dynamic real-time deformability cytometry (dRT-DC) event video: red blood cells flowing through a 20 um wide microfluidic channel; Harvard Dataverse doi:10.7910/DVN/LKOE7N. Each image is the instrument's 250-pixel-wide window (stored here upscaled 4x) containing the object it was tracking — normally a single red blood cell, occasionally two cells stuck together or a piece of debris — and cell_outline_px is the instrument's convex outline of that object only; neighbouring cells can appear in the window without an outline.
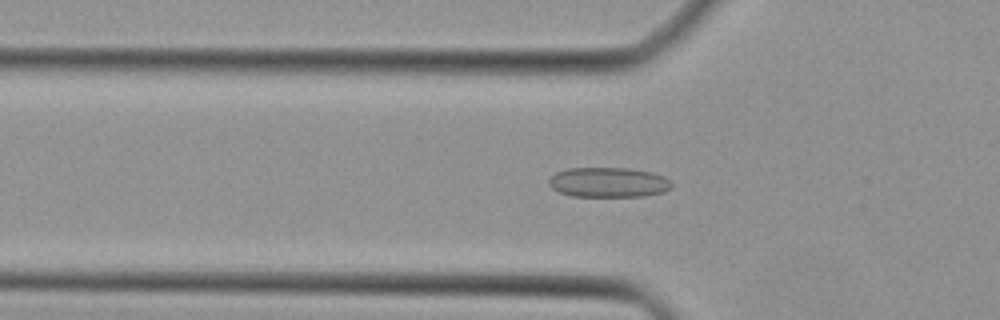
{"species": "Egyptian fruit bat (a non-hibernating species)", "species_latin": "Rousettus aegyptiacus", "temperature_condition": "cold", "stored_images_in_passage": 42, "camera_frame_rate_fps": 3000, "um_per_image_px": 0.085, "animal": {"sex": "female"}, "frame": {"image": 1, "passage_image": 11, "time_ms": 3.333, "image_size_px": [1000, 320], "cell_outline_px": [[672, 188], [664, 192], [644, 196], [572, 196], [560, 192], [552, 188], [548, 184], [548, 180], [556, 172], [568, 168], [628, 168], [652, 172], [664, 176], [672, 184]], "centroid_in_image_um": [51.72, 15.49], "position_along_channel_um": 74.1, "area_um2": 21.44}}
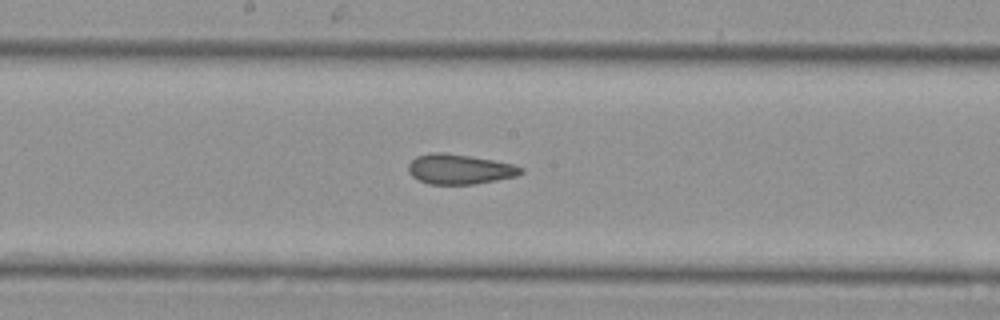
{"frame": {"image": 2, "passage_image": 20, "time_ms": 6.333, "image_size_px": [1000, 320], "cell_outline_px": [[524, 172], [516, 176], [496, 180], [472, 184], [428, 184], [412, 176], [408, 172], [408, 164], [416, 156], [432, 152], [444, 152], [492, 160], [512, 164], [524, 168]], "centroid_in_image_um": [39.04, 14.38], "position_along_channel_um": 209.2, "area_um2": 19.54}}
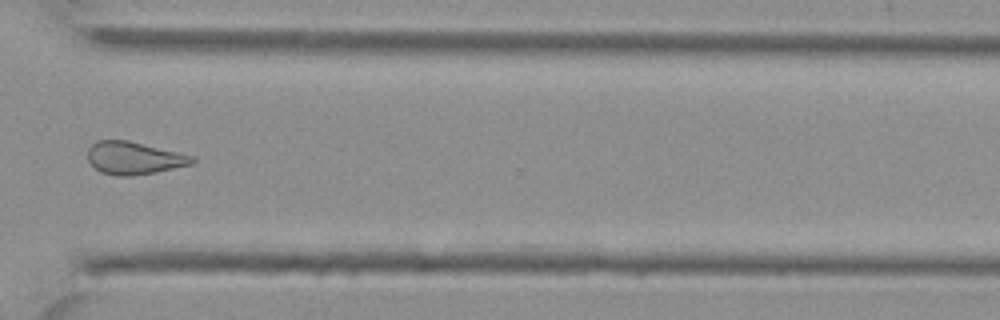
{"frame": {"image": 3, "passage_image": 30, "time_ms": 9.667, "image_size_px": [1000, 320], "cell_outline_px": [[196, 160], [192, 164], [156, 172], [132, 176], [116, 176], [100, 172], [88, 160], [88, 148], [96, 140], [128, 140], [192, 156]], "centroid_in_image_um": [11.35, 13.44], "position_along_channel_um": 359.2, "area_um2": 19.71}}